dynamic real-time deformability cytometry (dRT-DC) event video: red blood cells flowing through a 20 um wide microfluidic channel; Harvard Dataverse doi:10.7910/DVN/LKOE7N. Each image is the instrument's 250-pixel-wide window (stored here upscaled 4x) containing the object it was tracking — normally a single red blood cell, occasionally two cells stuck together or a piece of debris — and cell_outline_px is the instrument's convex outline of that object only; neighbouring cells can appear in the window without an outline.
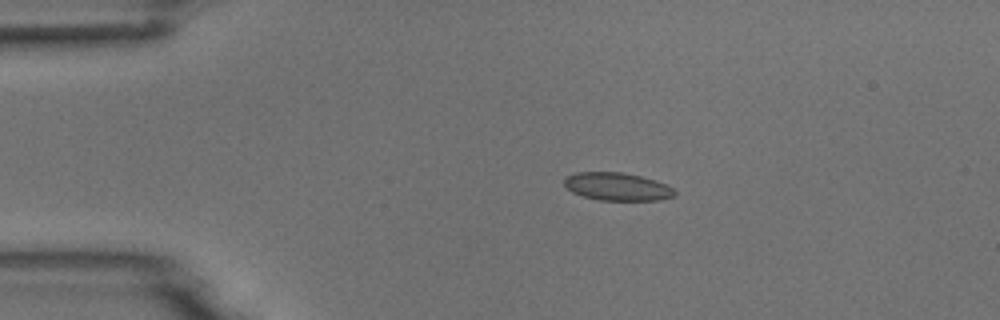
{"species": "common noctule bat (a hibernating species)", "species_latin": "Nyctalus noctula", "temperature_condition": "room temperature", "stored_images_in_passage": 10, "camera_frame_rate_fps": 3000, "um_per_image_px": 0.085, "animal": {"sex": "male", "body_mass_g": 18.8}, "frame": {"image": 1, "passage_image": 4, "time_ms": 3.333, "image_size_px": [1000, 320], "cell_outline_px": [[676, 196], [660, 200], [600, 200], [584, 196], [572, 192], [564, 184], [564, 176], [576, 172], [624, 172], [640, 176], [664, 184], [672, 188], [676, 192]], "centroid_in_image_um": [52.44, 15.86], "position_along_channel_um": 32.6, "area_um2": 17.86}}
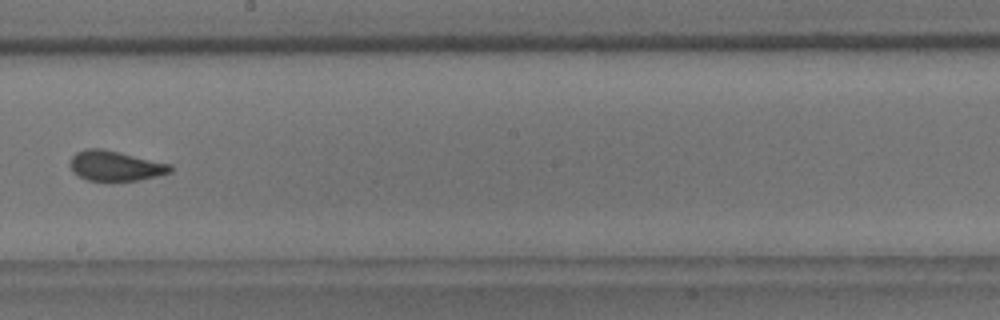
{"frame": {"image": 2, "passage_image": 9, "time_ms": 10.0, "image_size_px": [1000, 320], "cell_outline_px": [[172, 172], [140, 180], [88, 180], [72, 172], [68, 164], [72, 156], [76, 152], [88, 148], [100, 148], [120, 152], [172, 164]], "centroid_in_image_um": [9.79, 14.08], "position_along_channel_um": 238.4, "area_um2": 17.57}}
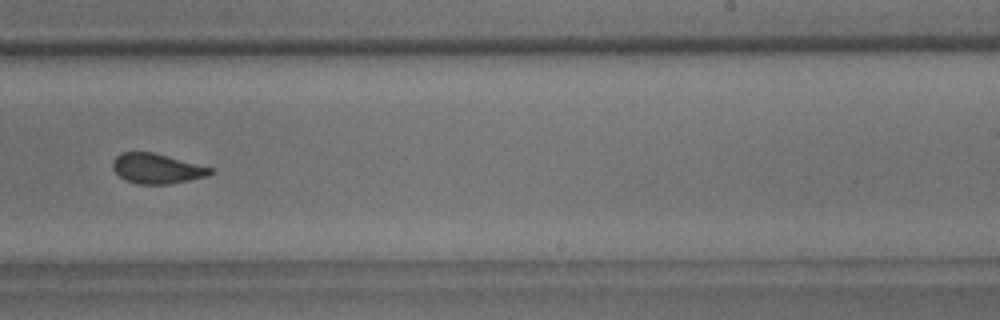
{"frame": {"image": 3, "passage_image": 10, "time_ms": 11.0, "image_size_px": [1000, 320], "cell_outline_px": [[212, 172], [208, 176], [168, 184], [136, 184], [124, 180], [112, 168], [112, 160], [120, 152], [152, 152], [212, 168]], "centroid_in_image_um": [13.27, 14.33], "position_along_channel_um": 275.7, "area_um2": 16.94}}